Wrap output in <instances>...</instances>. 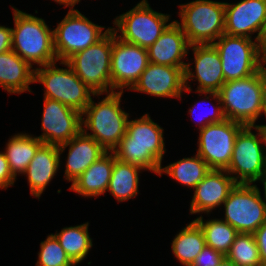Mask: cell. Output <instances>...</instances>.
Instances as JSON below:
<instances>
[{
  "instance_id": "cell-1",
  "label": "cell",
  "mask_w": 266,
  "mask_h": 266,
  "mask_svg": "<svg viewBox=\"0 0 266 266\" xmlns=\"http://www.w3.org/2000/svg\"><path fill=\"white\" fill-rule=\"evenodd\" d=\"M164 129L146 113L128 120L126 134L113 149L115 158L159 174L165 149Z\"/></svg>"
},
{
  "instance_id": "cell-2",
  "label": "cell",
  "mask_w": 266,
  "mask_h": 266,
  "mask_svg": "<svg viewBox=\"0 0 266 266\" xmlns=\"http://www.w3.org/2000/svg\"><path fill=\"white\" fill-rule=\"evenodd\" d=\"M122 96L123 92L114 91L106 93V97L98 103L91 98L81 113L82 131L94 138L106 151H113L126 134L130 116L121 108Z\"/></svg>"
},
{
  "instance_id": "cell-3",
  "label": "cell",
  "mask_w": 266,
  "mask_h": 266,
  "mask_svg": "<svg viewBox=\"0 0 266 266\" xmlns=\"http://www.w3.org/2000/svg\"><path fill=\"white\" fill-rule=\"evenodd\" d=\"M13 9L12 50L32 67L58 62L54 49L53 30L45 20L35 15Z\"/></svg>"
},
{
  "instance_id": "cell-4",
  "label": "cell",
  "mask_w": 266,
  "mask_h": 266,
  "mask_svg": "<svg viewBox=\"0 0 266 266\" xmlns=\"http://www.w3.org/2000/svg\"><path fill=\"white\" fill-rule=\"evenodd\" d=\"M57 62L35 68L34 83L44 87V97L57 100L80 113L90 103L91 96L98 99L103 93H95L75 74L66 63L59 61L66 68H58Z\"/></svg>"
},
{
  "instance_id": "cell-5",
  "label": "cell",
  "mask_w": 266,
  "mask_h": 266,
  "mask_svg": "<svg viewBox=\"0 0 266 266\" xmlns=\"http://www.w3.org/2000/svg\"><path fill=\"white\" fill-rule=\"evenodd\" d=\"M181 22L175 20L190 45L213 44L225 30V2L193 0L179 4Z\"/></svg>"
},
{
  "instance_id": "cell-6",
  "label": "cell",
  "mask_w": 266,
  "mask_h": 266,
  "mask_svg": "<svg viewBox=\"0 0 266 266\" xmlns=\"http://www.w3.org/2000/svg\"><path fill=\"white\" fill-rule=\"evenodd\" d=\"M226 119L256 126L262 117V75L257 73L238 80L226 81L219 90Z\"/></svg>"
},
{
  "instance_id": "cell-7",
  "label": "cell",
  "mask_w": 266,
  "mask_h": 266,
  "mask_svg": "<svg viewBox=\"0 0 266 266\" xmlns=\"http://www.w3.org/2000/svg\"><path fill=\"white\" fill-rule=\"evenodd\" d=\"M170 17V14L154 11L148 0H141L135 7L114 18L116 28L113 26L111 30L123 41L147 49L173 22H169Z\"/></svg>"
},
{
  "instance_id": "cell-8",
  "label": "cell",
  "mask_w": 266,
  "mask_h": 266,
  "mask_svg": "<svg viewBox=\"0 0 266 266\" xmlns=\"http://www.w3.org/2000/svg\"><path fill=\"white\" fill-rule=\"evenodd\" d=\"M112 30L96 44L69 57L65 62L75 74L95 93H110Z\"/></svg>"
},
{
  "instance_id": "cell-9",
  "label": "cell",
  "mask_w": 266,
  "mask_h": 266,
  "mask_svg": "<svg viewBox=\"0 0 266 266\" xmlns=\"http://www.w3.org/2000/svg\"><path fill=\"white\" fill-rule=\"evenodd\" d=\"M97 25L79 10L70 8L53 29L54 49L58 61L65 62L75 53L85 50L102 39L111 27ZM104 31V32H103Z\"/></svg>"
},
{
  "instance_id": "cell-10",
  "label": "cell",
  "mask_w": 266,
  "mask_h": 266,
  "mask_svg": "<svg viewBox=\"0 0 266 266\" xmlns=\"http://www.w3.org/2000/svg\"><path fill=\"white\" fill-rule=\"evenodd\" d=\"M255 129L257 133L252 132ZM237 184H254L266 170V155L260 130L245 126L237 135L231 161L225 169Z\"/></svg>"
},
{
  "instance_id": "cell-11",
  "label": "cell",
  "mask_w": 266,
  "mask_h": 266,
  "mask_svg": "<svg viewBox=\"0 0 266 266\" xmlns=\"http://www.w3.org/2000/svg\"><path fill=\"white\" fill-rule=\"evenodd\" d=\"M213 45L221 58L225 82L243 79L259 71L260 43L254 38L224 33Z\"/></svg>"
},
{
  "instance_id": "cell-12",
  "label": "cell",
  "mask_w": 266,
  "mask_h": 266,
  "mask_svg": "<svg viewBox=\"0 0 266 266\" xmlns=\"http://www.w3.org/2000/svg\"><path fill=\"white\" fill-rule=\"evenodd\" d=\"M223 205L222 220L239 233H254L266 221V204L253 184H236Z\"/></svg>"
},
{
  "instance_id": "cell-13",
  "label": "cell",
  "mask_w": 266,
  "mask_h": 266,
  "mask_svg": "<svg viewBox=\"0 0 266 266\" xmlns=\"http://www.w3.org/2000/svg\"><path fill=\"white\" fill-rule=\"evenodd\" d=\"M244 127L242 123L225 119L199 129L197 154L211 169H226L231 161L235 139Z\"/></svg>"
},
{
  "instance_id": "cell-14",
  "label": "cell",
  "mask_w": 266,
  "mask_h": 266,
  "mask_svg": "<svg viewBox=\"0 0 266 266\" xmlns=\"http://www.w3.org/2000/svg\"><path fill=\"white\" fill-rule=\"evenodd\" d=\"M148 51L118 38L112 31L111 84L112 90H130L149 64Z\"/></svg>"
},
{
  "instance_id": "cell-15",
  "label": "cell",
  "mask_w": 266,
  "mask_h": 266,
  "mask_svg": "<svg viewBox=\"0 0 266 266\" xmlns=\"http://www.w3.org/2000/svg\"><path fill=\"white\" fill-rule=\"evenodd\" d=\"M194 54V67L186 62L184 69V92H192L191 81H198L195 92L218 93L225 83L220 55L213 44L190 45ZM190 83V84H189Z\"/></svg>"
},
{
  "instance_id": "cell-16",
  "label": "cell",
  "mask_w": 266,
  "mask_h": 266,
  "mask_svg": "<svg viewBox=\"0 0 266 266\" xmlns=\"http://www.w3.org/2000/svg\"><path fill=\"white\" fill-rule=\"evenodd\" d=\"M40 136L43 144L61 145L69 142L81 130V113L69 106L44 97Z\"/></svg>"
},
{
  "instance_id": "cell-17",
  "label": "cell",
  "mask_w": 266,
  "mask_h": 266,
  "mask_svg": "<svg viewBox=\"0 0 266 266\" xmlns=\"http://www.w3.org/2000/svg\"><path fill=\"white\" fill-rule=\"evenodd\" d=\"M266 26V0H240L225 2V30L230 36L254 37L260 41Z\"/></svg>"
},
{
  "instance_id": "cell-18",
  "label": "cell",
  "mask_w": 266,
  "mask_h": 266,
  "mask_svg": "<svg viewBox=\"0 0 266 266\" xmlns=\"http://www.w3.org/2000/svg\"><path fill=\"white\" fill-rule=\"evenodd\" d=\"M184 89L182 68L149 63L130 91L146 93L158 98L182 99Z\"/></svg>"
},
{
  "instance_id": "cell-19",
  "label": "cell",
  "mask_w": 266,
  "mask_h": 266,
  "mask_svg": "<svg viewBox=\"0 0 266 266\" xmlns=\"http://www.w3.org/2000/svg\"><path fill=\"white\" fill-rule=\"evenodd\" d=\"M236 184L225 169H211L194 188V195L190 201V215H208L216 207H223V202Z\"/></svg>"
},
{
  "instance_id": "cell-20",
  "label": "cell",
  "mask_w": 266,
  "mask_h": 266,
  "mask_svg": "<svg viewBox=\"0 0 266 266\" xmlns=\"http://www.w3.org/2000/svg\"><path fill=\"white\" fill-rule=\"evenodd\" d=\"M190 44L181 27L175 20L160 37L147 48L149 62L157 65L180 67L185 69L184 61L189 54Z\"/></svg>"
},
{
  "instance_id": "cell-21",
  "label": "cell",
  "mask_w": 266,
  "mask_h": 266,
  "mask_svg": "<svg viewBox=\"0 0 266 266\" xmlns=\"http://www.w3.org/2000/svg\"><path fill=\"white\" fill-rule=\"evenodd\" d=\"M69 147L65 163L64 179L73 182L91 164L97 161L107 151L91 136L86 135L82 130L69 142L58 146L61 154Z\"/></svg>"
},
{
  "instance_id": "cell-22",
  "label": "cell",
  "mask_w": 266,
  "mask_h": 266,
  "mask_svg": "<svg viewBox=\"0 0 266 266\" xmlns=\"http://www.w3.org/2000/svg\"><path fill=\"white\" fill-rule=\"evenodd\" d=\"M60 154L57 145L42 144L22 175L27 177L30 195L40 199L46 187L60 170Z\"/></svg>"
},
{
  "instance_id": "cell-23",
  "label": "cell",
  "mask_w": 266,
  "mask_h": 266,
  "mask_svg": "<svg viewBox=\"0 0 266 266\" xmlns=\"http://www.w3.org/2000/svg\"><path fill=\"white\" fill-rule=\"evenodd\" d=\"M113 167L114 153L107 151L74 180L69 189L85 198L104 195L109 186Z\"/></svg>"
},
{
  "instance_id": "cell-24",
  "label": "cell",
  "mask_w": 266,
  "mask_h": 266,
  "mask_svg": "<svg viewBox=\"0 0 266 266\" xmlns=\"http://www.w3.org/2000/svg\"><path fill=\"white\" fill-rule=\"evenodd\" d=\"M35 68L12 49L0 54V86L11 94L31 93Z\"/></svg>"
},
{
  "instance_id": "cell-25",
  "label": "cell",
  "mask_w": 266,
  "mask_h": 266,
  "mask_svg": "<svg viewBox=\"0 0 266 266\" xmlns=\"http://www.w3.org/2000/svg\"><path fill=\"white\" fill-rule=\"evenodd\" d=\"M43 144L36 136L28 133H17L9 138L4 153L10 171L17 179L27 169L38 148Z\"/></svg>"
},
{
  "instance_id": "cell-26",
  "label": "cell",
  "mask_w": 266,
  "mask_h": 266,
  "mask_svg": "<svg viewBox=\"0 0 266 266\" xmlns=\"http://www.w3.org/2000/svg\"><path fill=\"white\" fill-rule=\"evenodd\" d=\"M144 169L115 158L107 191L117 200L125 202L139 194V173Z\"/></svg>"
},
{
  "instance_id": "cell-27",
  "label": "cell",
  "mask_w": 266,
  "mask_h": 266,
  "mask_svg": "<svg viewBox=\"0 0 266 266\" xmlns=\"http://www.w3.org/2000/svg\"><path fill=\"white\" fill-rule=\"evenodd\" d=\"M210 170L206 161L196 153L193 157H185L165 167L161 166L158 175L165 173L176 182L193 189Z\"/></svg>"
},
{
  "instance_id": "cell-28",
  "label": "cell",
  "mask_w": 266,
  "mask_h": 266,
  "mask_svg": "<svg viewBox=\"0 0 266 266\" xmlns=\"http://www.w3.org/2000/svg\"><path fill=\"white\" fill-rule=\"evenodd\" d=\"M205 238L201 227L193 220L172 240V253L183 266H190L202 251Z\"/></svg>"
},
{
  "instance_id": "cell-29",
  "label": "cell",
  "mask_w": 266,
  "mask_h": 266,
  "mask_svg": "<svg viewBox=\"0 0 266 266\" xmlns=\"http://www.w3.org/2000/svg\"><path fill=\"white\" fill-rule=\"evenodd\" d=\"M89 222L64 227L60 232L53 234L63 247L71 261L78 265L81 263L93 247L92 238L88 230Z\"/></svg>"
},
{
  "instance_id": "cell-30",
  "label": "cell",
  "mask_w": 266,
  "mask_h": 266,
  "mask_svg": "<svg viewBox=\"0 0 266 266\" xmlns=\"http://www.w3.org/2000/svg\"><path fill=\"white\" fill-rule=\"evenodd\" d=\"M194 221L201 227L206 245L226 256L239 232L221 218L206 221L200 215Z\"/></svg>"
},
{
  "instance_id": "cell-31",
  "label": "cell",
  "mask_w": 266,
  "mask_h": 266,
  "mask_svg": "<svg viewBox=\"0 0 266 266\" xmlns=\"http://www.w3.org/2000/svg\"><path fill=\"white\" fill-rule=\"evenodd\" d=\"M226 257L238 266H262L253 233H238Z\"/></svg>"
},
{
  "instance_id": "cell-32",
  "label": "cell",
  "mask_w": 266,
  "mask_h": 266,
  "mask_svg": "<svg viewBox=\"0 0 266 266\" xmlns=\"http://www.w3.org/2000/svg\"><path fill=\"white\" fill-rule=\"evenodd\" d=\"M75 265L66 254L63 247L59 244L57 238L49 234L44 241L40 243L38 260L36 266H73Z\"/></svg>"
},
{
  "instance_id": "cell-33",
  "label": "cell",
  "mask_w": 266,
  "mask_h": 266,
  "mask_svg": "<svg viewBox=\"0 0 266 266\" xmlns=\"http://www.w3.org/2000/svg\"><path fill=\"white\" fill-rule=\"evenodd\" d=\"M201 94L202 95H205L204 96L205 98H203L204 100L202 99L201 102L200 101L199 102L197 101L195 103V105H193L192 107H190V109L188 110L189 111L188 113H190V115H192V118L191 119L194 120V111H195V109L197 111V108L196 107H198L199 104H201L202 102H206L207 100L210 101V97H211V99H214L217 104L214 105V104L211 103V106L213 105V107L212 108L210 107V109L208 110V112H206V113L204 112V116H201L200 118H198L199 119L198 120V123H197V125L199 124L198 125L199 126L198 129L205 128L207 125L212 124V123H217V122L224 121L226 118L224 116V112H223V109H222V104H221V100H220L219 93H215V92H199L198 96H202ZM196 111H195V113H196ZM202 114H203V112H202ZM196 122H197V120H196Z\"/></svg>"
},
{
  "instance_id": "cell-34",
  "label": "cell",
  "mask_w": 266,
  "mask_h": 266,
  "mask_svg": "<svg viewBox=\"0 0 266 266\" xmlns=\"http://www.w3.org/2000/svg\"><path fill=\"white\" fill-rule=\"evenodd\" d=\"M224 257L222 253L205 245L190 266H218Z\"/></svg>"
},
{
  "instance_id": "cell-35",
  "label": "cell",
  "mask_w": 266,
  "mask_h": 266,
  "mask_svg": "<svg viewBox=\"0 0 266 266\" xmlns=\"http://www.w3.org/2000/svg\"><path fill=\"white\" fill-rule=\"evenodd\" d=\"M16 178L12 175L4 151H0V189L14 186Z\"/></svg>"
},
{
  "instance_id": "cell-36",
  "label": "cell",
  "mask_w": 266,
  "mask_h": 266,
  "mask_svg": "<svg viewBox=\"0 0 266 266\" xmlns=\"http://www.w3.org/2000/svg\"><path fill=\"white\" fill-rule=\"evenodd\" d=\"M258 246L262 266H266V221L253 233Z\"/></svg>"
},
{
  "instance_id": "cell-37",
  "label": "cell",
  "mask_w": 266,
  "mask_h": 266,
  "mask_svg": "<svg viewBox=\"0 0 266 266\" xmlns=\"http://www.w3.org/2000/svg\"><path fill=\"white\" fill-rule=\"evenodd\" d=\"M12 28L0 25V54L12 49Z\"/></svg>"
},
{
  "instance_id": "cell-38",
  "label": "cell",
  "mask_w": 266,
  "mask_h": 266,
  "mask_svg": "<svg viewBox=\"0 0 266 266\" xmlns=\"http://www.w3.org/2000/svg\"><path fill=\"white\" fill-rule=\"evenodd\" d=\"M259 72L266 77V45L259 47Z\"/></svg>"
},
{
  "instance_id": "cell-39",
  "label": "cell",
  "mask_w": 266,
  "mask_h": 266,
  "mask_svg": "<svg viewBox=\"0 0 266 266\" xmlns=\"http://www.w3.org/2000/svg\"><path fill=\"white\" fill-rule=\"evenodd\" d=\"M263 185V197L261 196V190L258 188L256 184H253L258 193L260 194L261 199L265 202L266 204V170L258 177V179L255 182H259Z\"/></svg>"
},
{
  "instance_id": "cell-40",
  "label": "cell",
  "mask_w": 266,
  "mask_h": 266,
  "mask_svg": "<svg viewBox=\"0 0 266 266\" xmlns=\"http://www.w3.org/2000/svg\"><path fill=\"white\" fill-rule=\"evenodd\" d=\"M266 119V77L262 76V116Z\"/></svg>"
},
{
  "instance_id": "cell-41",
  "label": "cell",
  "mask_w": 266,
  "mask_h": 266,
  "mask_svg": "<svg viewBox=\"0 0 266 266\" xmlns=\"http://www.w3.org/2000/svg\"><path fill=\"white\" fill-rule=\"evenodd\" d=\"M59 5H64V7L74 8L76 4H78L81 0H53Z\"/></svg>"
},
{
  "instance_id": "cell-42",
  "label": "cell",
  "mask_w": 266,
  "mask_h": 266,
  "mask_svg": "<svg viewBox=\"0 0 266 266\" xmlns=\"http://www.w3.org/2000/svg\"><path fill=\"white\" fill-rule=\"evenodd\" d=\"M255 127H257L261 132L264 143L265 155H266V124L256 125Z\"/></svg>"
},
{
  "instance_id": "cell-43",
  "label": "cell",
  "mask_w": 266,
  "mask_h": 266,
  "mask_svg": "<svg viewBox=\"0 0 266 266\" xmlns=\"http://www.w3.org/2000/svg\"><path fill=\"white\" fill-rule=\"evenodd\" d=\"M218 266H238L233 261L229 260L226 256L222 259Z\"/></svg>"
},
{
  "instance_id": "cell-44",
  "label": "cell",
  "mask_w": 266,
  "mask_h": 266,
  "mask_svg": "<svg viewBox=\"0 0 266 266\" xmlns=\"http://www.w3.org/2000/svg\"><path fill=\"white\" fill-rule=\"evenodd\" d=\"M260 45H266V26L259 41Z\"/></svg>"
}]
</instances>
